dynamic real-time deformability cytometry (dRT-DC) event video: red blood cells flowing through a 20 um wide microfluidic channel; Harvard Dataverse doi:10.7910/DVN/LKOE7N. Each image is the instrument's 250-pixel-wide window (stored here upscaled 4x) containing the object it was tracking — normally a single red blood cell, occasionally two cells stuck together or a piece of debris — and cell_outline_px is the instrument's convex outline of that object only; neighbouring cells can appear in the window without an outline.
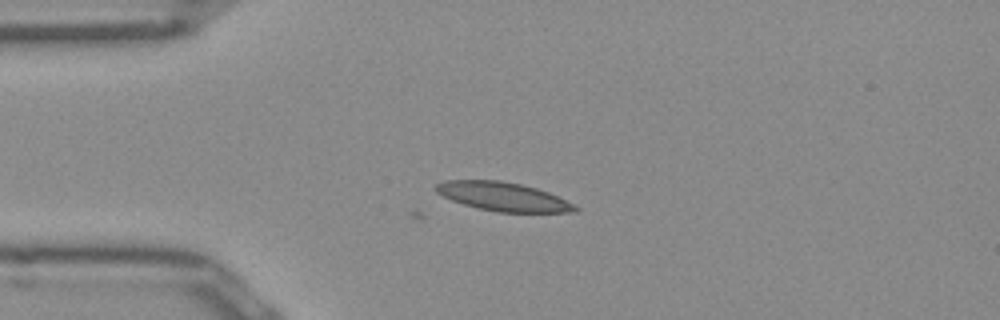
{"species": "Egyptian fruit bat (a non-hibernating species)", "species_latin": "Rousettus aegyptiacus", "temperature_condition": "room temperature", "stored_images_in_passage": 9, "camera_frame_rate_fps": 3000, "um_per_image_px": 0.085, "frame": {"image": 1, "passage_image": 9, "time_ms": 2.667, "image_size_px": [1000, 320], "cell_outline_px": [[580, 208], [576, 212], [496, 212], [464, 204], [452, 200], [436, 192], [432, 188], [436, 184], [444, 180], [500, 180], [520, 184], [536, 188], [548, 192]], "centroid_in_image_um": [42.72, 16.7], "position_along_channel_um": 42.3, "area_um2": 23.12}}